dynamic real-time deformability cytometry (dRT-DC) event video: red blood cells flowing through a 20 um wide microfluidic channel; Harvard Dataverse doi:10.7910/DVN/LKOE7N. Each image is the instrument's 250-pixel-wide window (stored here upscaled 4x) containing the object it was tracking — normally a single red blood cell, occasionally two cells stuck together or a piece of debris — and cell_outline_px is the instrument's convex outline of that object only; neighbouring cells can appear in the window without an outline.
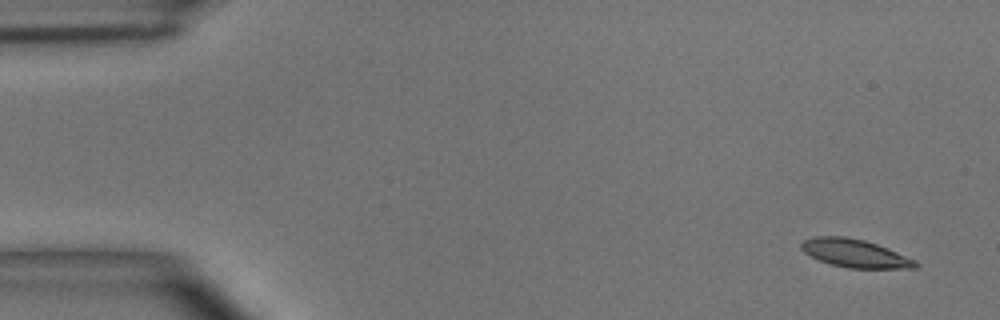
{"species": "common noctule bat (a hibernating species)", "species_latin": "Nyctalus noctula", "temperature_condition": "room temperature", "stored_images_in_passage": 9, "camera_frame_rate_fps": 3000, "um_per_image_px": 0.085, "animal": {"sex": "male", "body_mass_g": 15.6}, "frame": {"image": 1, "passage_image": 1, "time_ms": 0.0, "image_size_px": [1000, 320], "cell_outline_px": [[920, 264], [916, 268], [848, 268], [832, 264], [820, 260], [804, 252], [800, 248], [800, 244], [804, 240], [812, 236], [844, 236], [864, 240], [888, 248], [916, 260]], "centroid_in_image_um": [72.68, 21.52], "position_along_channel_um": 12.3, "area_um2": 18.67}}
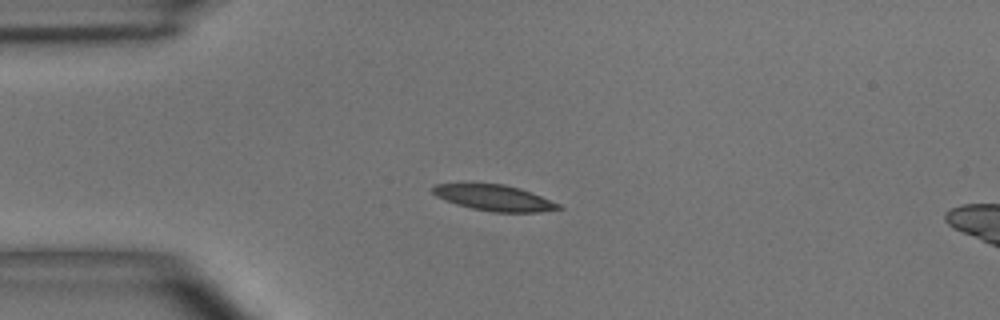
{"frame": {"image": 2, "passage_image": 3, "time_ms": 3.333, "image_size_px": [1000, 320], "cell_outline_px": [[564, 208], [540, 212], [492, 212], [472, 208], [456, 204], [436, 196], [432, 192], [432, 188], [436, 184], [504, 184], [520, 188], [560, 204]], "centroid_in_image_um": [42.03, 16.82], "position_along_channel_um": 43.0, "area_um2": 18.73}}